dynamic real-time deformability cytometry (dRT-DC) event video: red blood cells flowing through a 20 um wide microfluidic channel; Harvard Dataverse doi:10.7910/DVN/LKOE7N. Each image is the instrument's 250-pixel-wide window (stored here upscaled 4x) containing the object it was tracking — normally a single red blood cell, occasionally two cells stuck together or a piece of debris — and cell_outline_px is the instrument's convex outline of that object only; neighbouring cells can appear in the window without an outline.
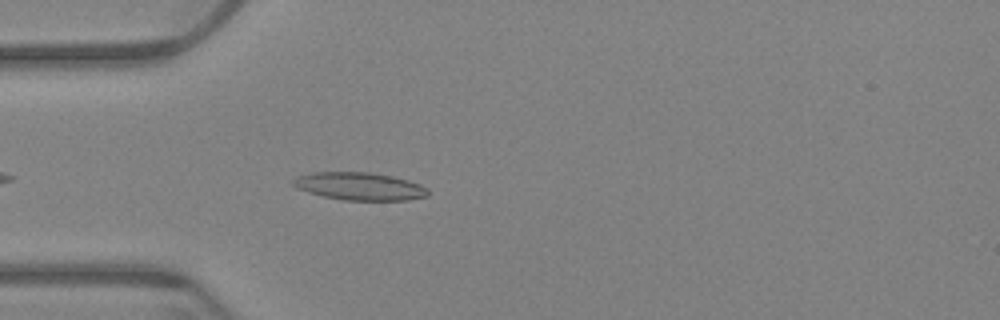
{"species": "Egyptian fruit bat (a non-hibernating species)", "species_latin": "Rousettus aegyptiacus", "temperature_condition": "warm", "stored_images_in_passage": 16, "camera_frame_rate_fps": 3000, "um_per_image_px": 0.085, "animal": {"sex": "female"}, "frame": {"image": 1, "passage_image": 5, "time_ms": 1.333, "image_size_px": [1000, 320], "cell_outline_px": [[428, 196], [408, 200], [344, 200], [324, 196], [308, 192], [296, 188], [292, 184], [292, 180], [296, 176], [312, 172], [368, 172], [392, 176], [408, 180], [420, 184], [428, 188]], "centroid_in_image_um": [30.56, 15.83], "position_along_channel_um": 54.4, "area_um2": 21.85}}
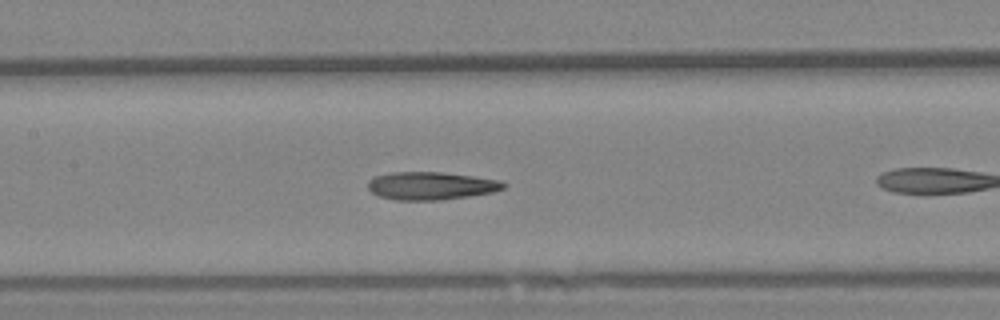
{"frame": {"image": 2, "passage_image": 12, "time_ms": 3.667, "image_size_px": [1000, 320], "cell_outline_px": [[508, 184], [504, 188], [492, 192], [468, 196], [440, 200], [396, 200], [380, 196], [372, 192], [368, 188], [368, 180], [376, 176], [392, 172], [444, 172], [500, 180]], "centroid_in_image_um": [36.64, 15.79], "position_along_channel_um": 170.8, "area_um2": 21.96}}